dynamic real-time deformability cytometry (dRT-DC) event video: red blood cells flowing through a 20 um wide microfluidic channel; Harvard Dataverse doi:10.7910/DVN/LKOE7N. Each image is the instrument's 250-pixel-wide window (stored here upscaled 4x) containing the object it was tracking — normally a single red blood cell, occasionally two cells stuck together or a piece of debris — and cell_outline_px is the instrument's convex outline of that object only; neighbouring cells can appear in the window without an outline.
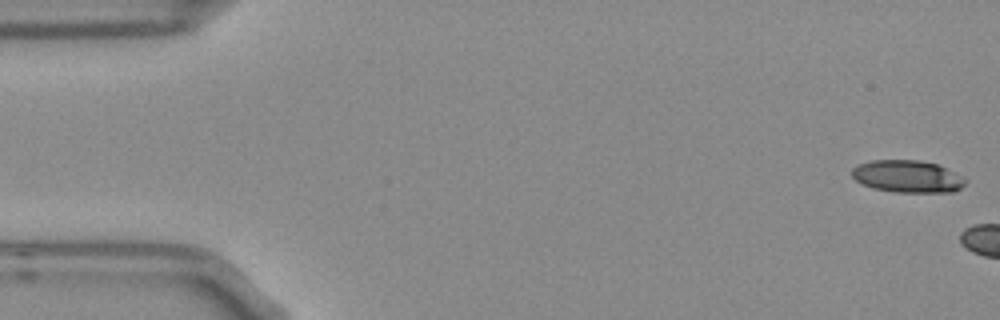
{"species": "Egyptian fruit bat (a non-hibernating species)", "species_latin": "Rousettus aegyptiacus", "temperature_condition": "room temperature", "stored_images_in_passage": 3, "camera_frame_rate_fps": 3000, "um_per_image_px": 0.085, "frame": {"image": 1, "passage_image": 1, "time_ms": 0.0, "image_size_px": [1000, 320], "cell_outline_px": [[968, 180], [960, 188], [952, 192], [896, 192], [872, 188], [856, 180], [852, 176], [852, 168], [856, 164], [868, 160], [920, 160], [936, 164]], "centroid_in_image_um": [77.08, 14.99], "position_along_channel_um": 7.9, "area_um2": 21.21}}